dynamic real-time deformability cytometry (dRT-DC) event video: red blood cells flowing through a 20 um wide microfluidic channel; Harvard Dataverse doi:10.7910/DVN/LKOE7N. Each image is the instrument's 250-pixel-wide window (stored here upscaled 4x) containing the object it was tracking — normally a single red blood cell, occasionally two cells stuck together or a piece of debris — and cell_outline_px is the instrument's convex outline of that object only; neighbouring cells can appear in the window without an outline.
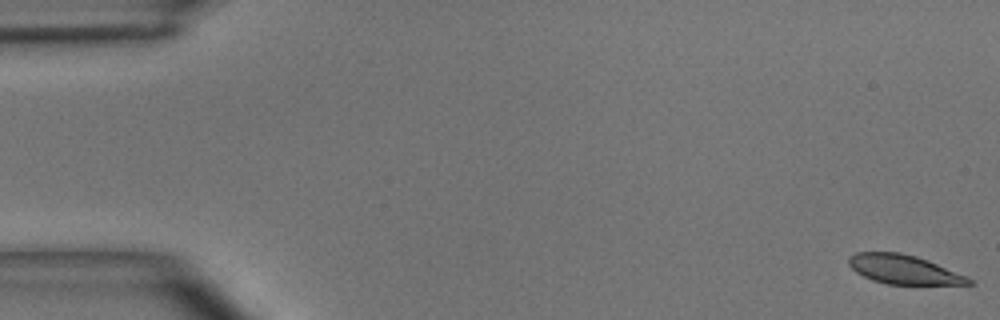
{"species": "common noctule bat (a hibernating species)", "species_latin": "Nyctalus noctula", "temperature_condition": "room temperature", "stored_images_in_passage": 13, "camera_frame_rate_fps": 3000, "um_per_image_px": 0.085, "animal": {"sex": "male", "body_mass_g": 15.6}, "frame": {"image": 1, "passage_image": 1, "time_ms": 0.0, "image_size_px": [1000, 320], "cell_outline_px": [[976, 284], [888, 284], [872, 280], [856, 272], [848, 264], [848, 256], [856, 252], [900, 252], [916, 256], [968, 276]], "centroid_in_image_um": [76.8, 22.9], "position_along_channel_um": 8.2, "area_um2": 20.29}}
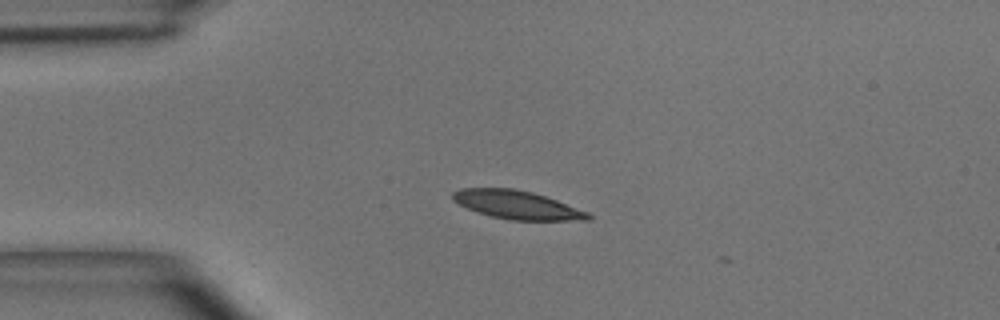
{"frame": {"image": 2, "passage_image": 12, "time_ms": 3.667, "image_size_px": [1000, 320], "cell_outline_px": [[592, 216], [588, 220], [508, 220], [476, 212], [452, 200], [452, 192], [460, 188], [516, 188], [532, 192], [556, 200], [588, 212]], "centroid_in_image_um": [43.91, 17.41], "position_along_channel_um": 41.1, "area_um2": 22.31}}